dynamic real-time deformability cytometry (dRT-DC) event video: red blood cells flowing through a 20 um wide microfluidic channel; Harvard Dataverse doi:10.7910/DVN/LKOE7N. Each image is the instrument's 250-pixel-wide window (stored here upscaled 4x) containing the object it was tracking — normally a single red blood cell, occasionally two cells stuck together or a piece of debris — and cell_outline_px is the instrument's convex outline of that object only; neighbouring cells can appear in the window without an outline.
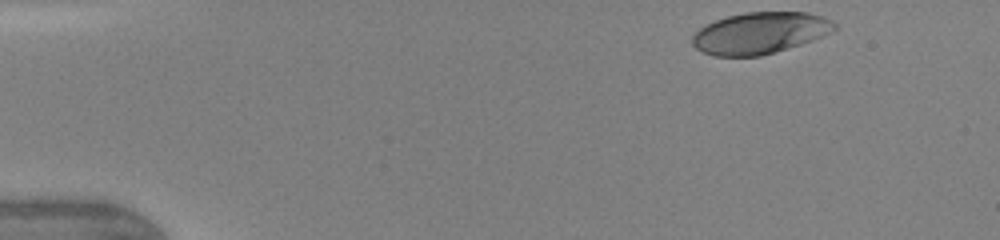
{"species": "human", "species_latin": "Homo sapiens", "temperature_condition": "warm", "stored_images_in_passage": 13, "camera_frame_rate_fps": 3000, "um_per_image_px": 0.085, "donor": {"sex": "female"}, "frame": {"image": 1, "passage_image": 1, "time_ms": 0.0, "image_size_px": [1000, 240], "cell_outline_px": [[840, 28], [832, 32], [812, 40], [788, 48], [760, 56], [716, 56], [704, 52], [696, 48], [692, 44], [692, 36], [700, 28], [716, 20], [728, 16], [744, 12], [808, 12], [824, 16], [832, 20]], "centroid_in_image_um": [64.65, 2.79], "position_along_channel_um": 20.4, "area_um2": 34.39}}
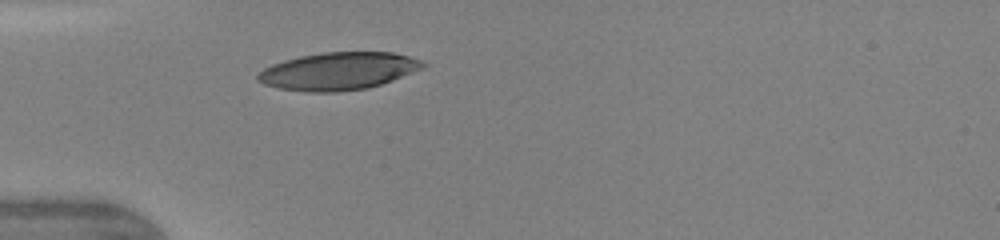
{"frame": {"image": 2, "passage_image": 8, "time_ms": 3.0, "image_size_px": [1000, 240], "cell_outline_px": [[428, 64], [424, 68], [392, 80], [368, 88], [336, 92], [308, 92], [276, 88], [264, 84], [256, 80], [256, 76], [264, 68], [272, 64], [284, 60], [300, 56], [320, 52], [392, 52], [408, 56], [420, 60]], "centroid_in_image_um": [28.74, 6.04], "position_along_channel_um": 56.3, "area_um2": 36.24}}